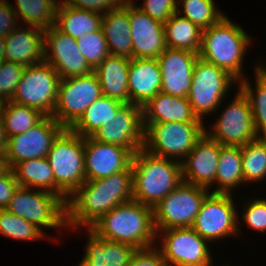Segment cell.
<instances>
[{
	"instance_id": "obj_1",
	"label": "cell",
	"mask_w": 266,
	"mask_h": 266,
	"mask_svg": "<svg viewBox=\"0 0 266 266\" xmlns=\"http://www.w3.org/2000/svg\"><path fill=\"white\" fill-rule=\"evenodd\" d=\"M133 200V173L127 170L85 181L66 202V230L90 228L114 207Z\"/></svg>"
},
{
	"instance_id": "obj_2",
	"label": "cell",
	"mask_w": 266,
	"mask_h": 266,
	"mask_svg": "<svg viewBox=\"0 0 266 266\" xmlns=\"http://www.w3.org/2000/svg\"><path fill=\"white\" fill-rule=\"evenodd\" d=\"M90 229L103 239L126 243L138 250L156 245L153 208L134 200L114 207Z\"/></svg>"
},
{
	"instance_id": "obj_3",
	"label": "cell",
	"mask_w": 266,
	"mask_h": 266,
	"mask_svg": "<svg viewBox=\"0 0 266 266\" xmlns=\"http://www.w3.org/2000/svg\"><path fill=\"white\" fill-rule=\"evenodd\" d=\"M231 20L224 15L216 24L202 30L199 57L224 69L239 82L246 78L244 58L253 43L243 27Z\"/></svg>"
},
{
	"instance_id": "obj_4",
	"label": "cell",
	"mask_w": 266,
	"mask_h": 266,
	"mask_svg": "<svg viewBox=\"0 0 266 266\" xmlns=\"http://www.w3.org/2000/svg\"><path fill=\"white\" fill-rule=\"evenodd\" d=\"M133 200L154 208L182 183V165L173 159L158 157L145 149L132 159Z\"/></svg>"
},
{
	"instance_id": "obj_5",
	"label": "cell",
	"mask_w": 266,
	"mask_h": 266,
	"mask_svg": "<svg viewBox=\"0 0 266 266\" xmlns=\"http://www.w3.org/2000/svg\"><path fill=\"white\" fill-rule=\"evenodd\" d=\"M233 84L238 85V81L228 72L198 57L187 96L197 118L205 122V116L216 113Z\"/></svg>"
},
{
	"instance_id": "obj_6",
	"label": "cell",
	"mask_w": 266,
	"mask_h": 266,
	"mask_svg": "<svg viewBox=\"0 0 266 266\" xmlns=\"http://www.w3.org/2000/svg\"><path fill=\"white\" fill-rule=\"evenodd\" d=\"M204 123L162 122L145 127L143 149L152 155L182 162L204 135Z\"/></svg>"
},
{
	"instance_id": "obj_7",
	"label": "cell",
	"mask_w": 266,
	"mask_h": 266,
	"mask_svg": "<svg viewBox=\"0 0 266 266\" xmlns=\"http://www.w3.org/2000/svg\"><path fill=\"white\" fill-rule=\"evenodd\" d=\"M55 184L70 197L85 181L84 138L65 128L47 154Z\"/></svg>"
},
{
	"instance_id": "obj_8",
	"label": "cell",
	"mask_w": 266,
	"mask_h": 266,
	"mask_svg": "<svg viewBox=\"0 0 266 266\" xmlns=\"http://www.w3.org/2000/svg\"><path fill=\"white\" fill-rule=\"evenodd\" d=\"M40 229H66V203L56 194L18 186L5 208Z\"/></svg>"
},
{
	"instance_id": "obj_9",
	"label": "cell",
	"mask_w": 266,
	"mask_h": 266,
	"mask_svg": "<svg viewBox=\"0 0 266 266\" xmlns=\"http://www.w3.org/2000/svg\"><path fill=\"white\" fill-rule=\"evenodd\" d=\"M156 242L155 248L161 253L168 266H213L215 264L210 243L192 227L156 231Z\"/></svg>"
},
{
	"instance_id": "obj_10",
	"label": "cell",
	"mask_w": 266,
	"mask_h": 266,
	"mask_svg": "<svg viewBox=\"0 0 266 266\" xmlns=\"http://www.w3.org/2000/svg\"><path fill=\"white\" fill-rule=\"evenodd\" d=\"M209 193L206 188L182 181L153 208L155 231L192 227Z\"/></svg>"
},
{
	"instance_id": "obj_11",
	"label": "cell",
	"mask_w": 266,
	"mask_h": 266,
	"mask_svg": "<svg viewBox=\"0 0 266 266\" xmlns=\"http://www.w3.org/2000/svg\"><path fill=\"white\" fill-rule=\"evenodd\" d=\"M60 77L46 61L25 67L10 101L52 116L56 106Z\"/></svg>"
},
{
	"instance_id": "obj_12",
	"label": "cell",
	"mask_w": 266,
	"mask_h": 266,
	"mask_svg": "<svg viewBox=\"0 0 266 266\" xmlns=\"http://www.w3.org/2000/svg\"><path fill=\"white\" fill-rule=\"evenodd\" d=\"M233 198L234 194L209 193L203 200L192 228L209 243L226 237L239 238L240 214Z\"/></svg>"
},
{
	"instance_id": "obj_13",
	"label": "cell",
	"mask_w": 266,
	"mask_h": 266,
	"mask_svg": "<svg viewBox=\"0 0 266 266\" xmlns=\"http://www.w3.org/2000/svg\"><path fill=\"white\" fill-rule=\"evenodd\" d=\"M237 90L231 103L205 128V133L221 145L243 146L258 137L249 100L239 88Z\"/></svg>"
},
{
	"instance_id": "obj_14",
	"label": "cell",
	"mask_w": 266,
	"mask_h": 266,
	"mask_svg": "<svg viewBox=\"0 0 266 266\" xmlns=\"http://www.w3.org/2000/svg\"><path fill=\"white\" fill-rule=\"evenodd\" d=\"M101 96V86L94 72L60 79L52 117L64 128H70Z\"/></svg>"
},
{
	"instance_id": "obj_15",
	"label": "cell",
	"mask_w": 266,
	"mask_h": 266,
	"mask_svg": "<svg viewBox=\"0 0 266 266\" xmlns=\"http://www.w3.org/2000/svg\"><path fill=\"white\" fill-rule=\"evenodd\" d=\"M64 129L52 116H45L26 132L7 138L4 154L11 169L19 162L46 157Z\"/></svg>"
},
{
	"instance_id": "obj_16",
	"label": "cell",
	"mask_w": 266,
	"mask_h": 266,
	"mask_svg": "<svg viewBox=\"0 0 266 266\" xmlns=\"http://www.w3.org/2000/svg\"><path fill=\"white\" fill-rule=\"evenodd\" d=\"M44 61L55 69L60 79L93 72L81 54L76 39L62 33L54 25L44 33Z\"/></svg>"
},
{
	"instance_id": "obj_17",
	"label": "cell",
	"mask_w": 266,
	"mask_h": 266,
	"mask_svg": "<svg viewBox=\"0 0 266 266\" xmlns=\"http://www.w3.org/2000/svg\"><path fill=\"white\" fill-rule=\"evenodd\" d=\"M99 142L123 146L133 154L142 149L145 141L142 106L125 104L109 124H103L92 136Z\"/></svg>"
},
{
	"instance_id": "obj_18",
	"label": "cell",
	"mask_w": 266,
	"mask_h": 266,
	"mask_svg": "<svg viewBox=\"0 0 266 266\" xmlns=\"http://www.w3.org/2000/svg\"><path fill=\"white\" fill-rule=\"evenodd\" d=\"M134 154L123 146L84 138V168L87 180H97L127 170Z\"/></svg>"
},
{
	"instance_id": "obj_19",
	"label": "cell",
	"mask_w": 266,
	"mask_h": 266,
	"mask_svg": "<svg viewBox=\"0 0 266 266\" xmlns=\"http://www.w3.org/2000/svg\"><path fill=\"white\" fill-rule=\"evenodd\" d=\"M129 0L132 58L157 59L167 48L164 24L154 20Z\"/></svg>"
},
{
	"instance_id": "obj_20",
	"label": "cell",
	"mask_w": 266,
	"mask_h": 266,
	"mask_svg": "<svg viewBox=\"0 0 266 266\" xmlns=\"http://www.w3.org/2000/svg\"><path fill=\"white\" fill-rule=\"evenodd\" d=\"M198 53L167 47L157 58L162 84L161 92L175 97H187Z\"/></svg>"
},
{
	"instance_id": "obj_21",
	"label": "cell",
	"mask_w": 266,
	"mask_h": 266,
	"mask_svg": "<svg viewBox=\"0 0 266 266\" xmlns=\"http://www.w3.org/2000/svg\"><path fill=\"white\" fill-rule=\"evenodd\" d=\"M219 155L220 143L204 133L181 162L183 181L206 188L211 192L214 187Z\"/></svg>"
},
{
	"instance_id": "obj_22",
	"label": "cell",
	"mask_w": 266,
	"mask_h": 266,
	"mask_svg": "<svg viewBox=\"0 0 266 266\" xmlns=\"http://www.w3.org/2000/svg\"><path fill=\"white\" fill-rule=\"evenodd\" d=\"M84 230L85 254L76 266H128L138 251L132 245L103 239L90 228Z\"/></svg>"
},
{
	"instance_id": "obj_23",
	"label": "cell",
	"mask_w": 266,
	"mask_h": 266,
	"mask_svg": "<svg viewBox=\"0 0 266 266\" xmlns=\"http://www.w3.org/2000/svg\"><path fill=\"white\" fill-rule=\"evenodd\" d=\"M45 30L34 26H18L5 37V60L24 67L44 61Z\"/></svg>"
},
{
	"instance_id": "obj_24",
	"label": "cell",
	"mask_w": 266,
	"mask_h": 266,
	"mask_svg": "<svg viewBox=\"0 0 266 266\" xmlns=\"http://www.w3.org/2000/svg\"><path fill=\"white\" fill-rule=\"evenodd\" d=\"M157 59L132 58L128 70L129 104L144 106L161 91Z\"/></svg>"
},
{
	"instance_id": "obj_25",
	"label": "cell",
	"mask_w": 266,
	"mask_h": 266,
	"mask_svg": "<svg viewBox=\"0 0 266 266\" xmlns=\"http://www.w3.org/2000/svg\"><path fill=\"white\" fill-rule=\"evenodd\" d=\"M142 110L144 128L149 123H205L194 114L187 97H175L161 91L151 98Z\"/></svg>"
},
{
	"instance_id": "obj_26",
	"label": "cell",
	"mask_w": 266,
	"mask_h": 266,
	"mask_svg": "<svg viewBox=\"0 0 266 266\" xmlns=\"http://www.w3.org/2000/svg\"><path fill=\"white\" fill-rule=\"evenodd\" d=\"M102 30L110 55L132 59L131 27L129 20V0L102 17Z\"/></svg>"
},
{
	"instance_id": "obj_27",
	"label": "cell",
	"mask_w": 266,
	"mask_h": 266,
	"mask_svg": "<svg viewBox=\"0 0 266 266\" xmlns=\"http://www.w3.org/2000/svg\"><path fill=\"white\" fill-rule=\"evenodd\" d=\"M131 58L109 55L96 67L102 95L129 104L128 70Z\"/></svg>"
},
{
	"instance_id": "obj_28",
	"label": "cell",
	"mask_w": 266,
	"mask_h": 266,
	"mask_svg": "<svg viewBox=\"0 0 266 266\" xmlns=\"http://www.w3.org/2000/svg\"><path fill=\"white\" fill-rule=\"evenodd\" d=\"M12 170L19 186L54 193L67 202L69 197L55 184L53 170L47 157L19 162Z\"/></svg>"
},
{
	"instance_id": "obj_29",
	"label": "cell",
	"mask_w": 266,
	"mask_h": 266,
	"mask_svg": "<svg viewBox=\"0 0 266 266\" xmlns=\"http://www.w3.org/2000/svg\"><path fill=\"white\" fill-rule=\"evenodd\" d=\"M102 17L101 13L73 8L60 0L56 9L54 26L62 33L77 40L86 33L100 30Z\"/></svg>"
},
{
	"instance_id": "obj_30",
	"label": "cell",
	"mask_w": 266,
	"mask_h": 266,
	"mask_svg": "<svg viewBox=\"0 0 266 266\" xmlns=\"http://www.w3.org/2000/svg\"><path fill=\"white\" fill-rule=\"evenodd\" d=\"M241 146L220 144V155L214 182L215 189L210 193L233 194L243 186ZM217 185V186H216Z\"/></svg>"
},
{
	"instance_id": "obj_31",
	"label": "cell",
	"mask_w": 266,
	"mask_h": 266,
	"mask_svg": "<svg viewBox=\"0 0 266 266\" xmlns=\"http://www.w3.org/2000/svg\"><path fill=\"white\" fill-rule=\"evenodd\" d=\"M255 83L247 77L238 82V88L248 98L258 137H266V62L254 63ZM254 86L255 88H253ZM255 90V91H254Z\"/></svg>"
},
{
	"instance_id": "obj_32",
	"label": "cell",
	"mask_w": 266,
	"mask_h": 266,
	"mask_svg": "<svg viewBox=\"0 0 266 266\" xmlns=\"http://www.w3.org/2000/svg\"><path fill=\"white\" fill-rule=\"evenodd\" d=\"M124 105L119 100L101 96L69 129L83 138L92 137L103 124H109Z\"/></svg>"
},
{
	"instance_id": "obj_33",
	"label": "cell",
	"mask_w": 266,
	"mask_h": 266,
	"mask_svg": "<svg viewBox=\"0 0 266 266\" xmlns=\"http://www.w3.org/2000/svg\"><path fill=\"white\" fill-rule=\"evenodd\" d=\"M167 47L198 53L201 49L202 30L190 20L174 13L164 23Z\"/></svg>"
},
{
	"instance_id": "obj_34",
	"label": "cell",
	"mask_w": 266,
	"mask_h": 266,
	"mask_svg": "<svg viewBox=\"0 0 266 266\" xmlns=\"http://www.w3.org/2000/svg\"><path fill=\"white\" fill-rule=\"evenodd\" d=\"M60 0H15L14 9L22 26L46 30L55 25L56 9Z\"/></svg>"
},
{
	"instance_id": "obj_35",
	"label": "cell",
	"mask_w": 266,
	"mask_h": 266,
	"mask_svg": "<svg viewBox=\"0 0 266 266\" xmlns=\"http://www.w3.org/2000/svg\"><path fill=\"white\" fill-rule=\"evenodd\" d=\"M243 180L250 185L266 179V137H257L241 146Z\"/></svg>"
},
{
	"instance_id": "obj_36",
	"label": "cell",
	"mask_w": 266,
	"mask_h": 266,
	"mask_svg": "<svg viewBox=\"0 0 266 266\" xmlns=\"http://www.w3.org/2000/svg\"><path fill=\"white\" fill-rule=\"evenodd\" d=\"M45 117L40 111L12 101H5L2 108V121L6 137L26 132Z\"/></svg>"
},
{
	"instance_id": "obj_37",
	"label": "cell",
	"mask_w": 266,
	"mask_h": 266,
	"mask_svg": "<svg viewBox=\"0 0 266 266\" xmlns=\"http://www.w3.org/2000/svg\"><path fill=\"white\" fill-rule=\"evenodd\" d=\"M220 10L214 0H177L176 13L196 24L201 30L216 24L225 15Z\"/></svg>"
},
{
	"instance_id": "obj_38",
	"label": "cell",
	"mask_w": 266,
	"mask_h": 266,
	"mask_svg": "<svg viewBox=\"0 0 266 266\" xmlns=\"http://www.w3.org/2000/svg\"><path fill=\"white\" fill-rule=\"evenodd\" d=\"M44 231L6 209H0V234L2 236L13 240L35 242L48 238Z\"/></svg>"
},
{
	"instance_id": "obj_39",
	"label": "cell",
	"mask_w": 266,
	"mask_h": 266,
	"mask_svg": "<svg viewBox=\"0 0 266 266\" xmlns=\"http://www.w3.org/2000/svg\"><path fill=\"white\" fill-rule=\"evenodd\" d=\"M76 41L81 54L93 70L110 55L102 28L86 33Z\"/></svg>"
},
{
	"instance_id": "obj_40",
	"label": "cell",
	"mask_w": 266,
	"mask_h": 266,
	"mask_svg": "<svg viewBox=\"0 0 266 266\" xmlns=\"http://www.w3.org/2000/svg\"><path fill=\"white\" fill-rule=\"evenodd\" d=\"M247 199L245 198L247 202L242 203L244 204L242 207L238 205V208H242V214L238 217V237H241L240 231L242 230L240 221H243L244 225L255 232H266V197H253L252 199L247 197Z\"/></svg>"
},
{
	"instance_id": "obj_41",
	"label": "cell",
	"mask_w": 266,
	"mask_h": 266,
	"mask_svg": "<svg viewBox=\"0 0 266 266\" xmlns=\"http://www.w3.org/2000/svg\"><path fill=\"white\" fill-rule=\"evenodd\" d=\"M25 67L10 61L0 62V98L10 101L22 78Z\"/></svg>"
},
{
	"instance_id": "obj_42",
	"label": "cell",
	"mask_w": 266,
	"mask_h": 266,
	"mask_svg": "<svg viewBox=\"0 0 266 266\" xmlns=\"http://www.w3.org/2000/svg\"><path fill=\"white\" fill-rule=\"evenodd\" d=\"M136 6L154 20L164 24L176 13L177 0H143L142 5Z\"/></svg>"
},
{
	"instance_id": "obj_43",
	"label": "cell",
	"mask_w": 266,
	"mask_h": 266,
	"mask_svg": "<svg viewBox=\"0 0 266 266\" xmlns=\"http://www.w3.org/2000/svg\"><path fill=\"white\" fill-rule=\"evenodd\" d=\"M66 5L105 14L117 9L124 0H62Z\"/></svg>"
},
{
	"instance_id": "obj_44",
	"label": "cell",
	"mask_w": 266,
	"mask_h": 266,
	"mask_svg": "<svg viewBox=\"0 0 266 266\" xmlns=\"http://www.w3.org/2000/svg\"><path fill=\"white\" fill-rule=\"evenodd\" d=\"M20 26L9 0H0V35L6 37Z\"/></svg>"
},
{
	"instance_id": "obj_45",
	"label": "cell",
	"mask_w": 266,
	"mask_h": 266,
	"mask_svg": "<svg viewBox=\"0 0 266 266\" xmlns=\"http://www.w3.org/2000/svg\"><path fill=\"white\" fill-rule=\"evenodd\" d=\"M128 266H168L161 253L155 248L138 250Z\"/></svg>"
},
{
	"instance_id": "obj_46",
	"label": "cell",
	"mask_w": 266,
	"mask_h": 266,
	"mask_svg": "<svg viewBox=\"0 0 266 266\" xmlns=\"http://www.w3.org/2000/svg\"><path fill=\"white\" fill-rule=\"evenodd\" d=\"M19 184L11 169L6 175L0 177V209H5Z\"/></svg>"
},
{
	"instance_id": "obj_47",
	"label": "cell",
	"mask_w": 266,
	"mask_h": 266,
	"mask_svg": "<svg viewBox=\"0 0 266 266\" xmlns=\"http://www.w3.org/2000/svg\"><path fill=\"white\" fill-rule=\"evenodd\" d=\"M11 170L4 153H0V177H3Z\"/></svg>"
},
{
	"instance_id": "obj_48",
	"label": "cell",
	"mask_w": 266,
	"mask_h": 266,
	"mask_svg": "<svg viewBox=\"0 0 266 266\" xmlns=\"http://www.w3.org/2000/svg\"><path fill=\"white\" fill-rule=\"evenodd\" d=\"M6 144H7V137L4 131V124L2 118H0V153L5 152Z\"/></svg>"
},
{
	"instance_id": "obj_49",
	"label": "cell",
	"mask_w": 266,
	"mask_h": 266,
	"mask_svg": "<svg viewBox=\"0 0 266 266\" xmlns=\"http://www.w3.org/2000/svg\"><path fill=\"white\" fill-rule=\"evenodd\" d=\"M5 37L0 35V62L5 61Z\"/></svg>"
},
{
	"instance_id": "obj_50",
	"label": "cell",
	"mask_w": 266,
	"mask_h": 266,
	"mask_svg": "<svg viewBox=\"0 0 266 266\" xmlns=\"http://www.w3.org/2000/svg\"><path fill=\"white\" fill-rule=\"evenodd\" d=\"M3 105H4V101L0 98V118H1V115H2Z\"/></svg>"
}]
</instances>
